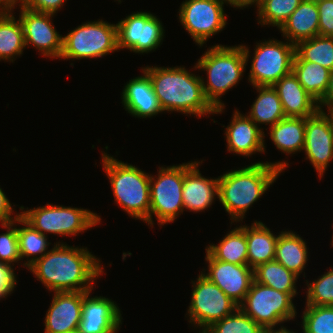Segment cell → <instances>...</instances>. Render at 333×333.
I'll return each mask as SVG.
<instances>
[{"instance_id":"cell-24","label":"cell","mask_w":333,"mask_h":333,"mask_svg":"<svg viewBox=\"0 0 333 333\" xmlns=\"http://www.w3.org/2000/svg\"><path fill=\"white\" fill-rule=\"evenodd\" d=\"M279 235L261 221L246 225L248 266L255 269L258 265L275 260V246Z\"/></svg>"},{"instance_id":"cell-12","label":"cell","mask_w":333,"mask_h":333,"mask_svg":"<svg viewBox=\"0 0 333 333\" xmlns=\"http://www.w3.org/2000/svg\"><path fill=\"white\" fill-rule=\"evenodd\" d=\"M225 0H185L179 9V21L198 46L222 31L227 24Z\"/></svg>"},{"instance_id":"cell-36","label":"cell","mask_w":333,"mask_h":333,"mask_svg":"<svg viewBox=\"0 0 333 333\" xmlns=\"http://www.w3.org/2000/svg\"><path fill=\"white\" fill-rule=\"evenodd\" d=\"M302 314L303 333H333V306L306 305Z\"/></svg>"},{"instance_id":"cell-9","label":"cell","mask_w":333,"mask_h":333,"mask_svg":"<svg viewBox=\"0 0 333 333\" xmlns=\"http://www.w3.org/2000/svg\"><path fill=\"white\" fill-rule=\"evenodd\" d=\"M157 176L150 175V226L154 225L153 215L162 226L174 222L184 211V163L159 167Z\"/></svg>"},{"instance_id":"cell-5","label":"cell","mask_w":333,"mask_h":333,"mask_svg":"<svg viewBox=\"0 0 333 333\" xmlns=\"http://www.w3.org/2000/svg\"><path fill=\"white\" fill-rule=\"evenodd\" d=\"M103 169L110 180L115 204L130 217L150 225V175L136 166L102 153Z\"/></svg>"},{"instance_id":"cell-17","label":"cell","mask_w":333,"mask_h":333,"mask_svg":"<svg viewBox=\"0 0 333 333\" xmlns=\"http://www.w3.org/2000/svg\"><path fill=\"white\" fill-rule=\"evenodd\" d=\"M83 297L78 333H116L122 324L121 311L113 300L103 296Z\"/></svg>"},{"instance_id":"cell-27","label":"cell","mask_w":333,"mask_h":333,"mask_svg":"<svg viewBox=\"0 0 333 333\" xmlns=\"http://www.w3.org/2000/svg\"><path fill=\"white\" fill-rule=\"evenodd\" d=\"M254 88L259 94L251 105L247 116L257 126L265 124L271 127L286 117L282 103L273 86H254Z\"/></svg>"},{"instance_id":"cell-40","label":"cell","mask_w":333,"mask_h":333,"mask_svg":"<svg viewBox=\"0 0 333 333\" xmlns=\"http://www.w3.org/2000/svg\"><path fill=\"white\" fill-rule=\"evenodd\" d=\"M16 280L12 265L0 262V298H6L13 293L17 285Z\"/></svg>"},{"instance_id":"cell-37","label":"cell","mask_w":333,"mask_h":333,"mask_svg":"<svg viewBox=\"0 0 333 333\" xmlns=\"http://www.w3.org/2000/svg\"><path fill=\"white\" fill-rule=\"evenodd\" d=\"M307 284V297L306 305L313 306H333V269L330 268L328 272L319 276L317 280L312 283L306 280Z\"/></svg>"},{"instance_id":"cell-14","label":"cell","mask_w":333,"mask_h":333,"mask_svg":"<svg viewBox=\"0 0 333 333\" xmlns=\"http://www.w3.org/2000/svg\"><path fill=\"white\" fill-rule=\"evenodd\" d=\"M18 4L21 10L19 20L23 28L25 46L32 44L43 56L60 60L63 36L52 24L51 20L55 14L33 11L20 2Z\"/></svg>"},{"instance_id":"cell-18","label":"cell","mask_w":333,"mask_h":333,"mask_svg":"<svg viewBox=\"0 0 333 333\" xmlns=\"http://www.w3.org/2000/svg\"><path fill=\"white\" fill-rule=\"evenodd\" d=\"M91 291L54 292L46 312L44 333H71L78 330L83 297Z\"/></svg>"},{"instance_id":"cell-6","label":"cell","mask_w":333,"mask_h":333,"mask_svg":"<svg viewBox=\"0 0 333 333\" xmlns=\"http://www.w3.org/2000/svg\"><path fill=\"white\" fill-rule=\"evenodd\" d=\"M298 293H284L253 280L250 290L238 306L246 315L259 324L265 331H284L278 324L295 319L297 314L293 298Z\"/></svg>"},{"instance_id":"cell-10","label":"cell","mask_w":333,"mask_h":333,"mask_svg":"<svg viewBox=\"0 0 333 333\" xmlns=\"http://www.w3.org/2000/svg\"><path fill=\"white\" fill-rule=\"evenodd\" d=\"M252 57L248 82L252 86H273L292 72L295 45L270 39L257 43Z\"/></svg>"},{"instance_id":"cell-20","label":"cell","mask_w":333,"mask_h":333,"mask_svg":"<svg viewBox=\"0 0 333 333\" xmlns=\"http://www.w3.org/2000/svg\"><path fill=\"white\" fill-rule=\"evenodd\" d=\"M200 161L184 163L182 198L184 210L200 212L209 208L218 199V178H205L198 166Z\"/></svg>"},{"instance_id":"cell-32","label":"cell","mask_w":333,"mask_h":333,"mask_svg":"<svg viewBox=\"0 0 333 333\" xmlns=\"http://www.w3.org/2000/svg\"><path fill=\"white\" fill-rule=\"evenodd\" d=\"M17 222L18 224L24 226L17 228L18 245L20 259L23 261L24 257L27 258V262L24 261V264L22 265L28 268L36 260L42 258L48 252V246L51 243L47 241V235L42 234L38 230H35L21 216H19Z\"/></svg>"},{"instance_id":"cell-43","label":"cell","mask_w":333,"mask_h":333,"mask_svg":"<svg viewBox=\"0 0 333 333\" xmlns=\"http://www.w3.org/2000/svg\"><path fill=\"white\" fill-rule=\"evenodd\" d=\"M320 110L326 106L327 110L333 109V70L330 72L329 82L324 97L318 102Z\"/></svg>"},{"instance_id":"cell-1","label":"cell","mask_w":333,"mask_h":333,"mask_svg":"<svg viewBox=\"0 0 333 333\" xmlns=\"http://www.w3.org/2000/svg\"><path fill=\"white\" fill-rule=\"evenodd\" d=\"M100 263L87 247L56 242L27 269L51 292H84L92 291L94 281L103 274Z\"/></svg>"},{"instance_id":"cell-34","label":"cell","mask_w":333,"mask_h":333,"mask_svg":"<svg viewBox=\"0 0 333 333\" xmlns=\"http://www.w3.org/2000/svg\"><path fill=\"white\" fill-rule=\"evenodd\" d=\"M302 0H260L257 6L258 24L281 28Z\"/></svg>"},{"instance_id":"cell-44","label":"cell","mask_w":333,"mask_h":333,"mask_svg":"<svg viewBox=\"0 0 333 333\" xmlns=\"http://www.w3.org/2000/svg\"><path fill=\"white\" fill-rule=\"evenodd\" d=\"M225 2L230 6H233V8L243 9V7L246 8L251 5H256L257 7L260 0H225Z\"/></svg>"},{"instance_id":"cell-21","label":"cell","mask_w":333,"mask_h":333,"mask_svg":"<svg viewBox=\"0 0 333 333\" xmlns=\"http://www.w3.org/2000/svg\"><path fill=\"white\" fill-rule=\"evenodd\" d=\"M273 88L279 96L286 117L308 118L320 110L318 101L303 88L293 72L283 76Z\"/></svg>"},{"instance_id":"cell-11","label":"cell","mask_w":333,"mask_h":333,"mask_svg":"<svg viewBox=\"0 0 333 333\" xmlns=\"http://www.w3.org/2000/svg\"><path fill=\"white\" fill-rule=\"evenodd\" d=\"M193 290L187 314L189 323L202 328L203 333L213 323L232 314L238 305L232 301L216 284L202 274L191 281ZM196 282V283H195Z\"/></svg>"},{"instance_id":"cell-49","label":"cell","mask_w":333,"mask_h":333,"mask_svg":"<svg viewBox=\"0 0 333 333\" xmlns=\"http://www.w3.org/2000/svg\"><path fill=\"white\" fill-rule=\"evenodd\" d=\"M16 3L21 2L22 0H14Z\"/></svg>"},{"instance_id":"cell-28","label":"cell","mask_w":333,"mask_h":333,"mask_svg":"<svg viewBox=\"0 0 333 333\" xmlns=\"http://www.w3.org/2000/svg\"><path fill=\"white\" fill-rule=\"evenodd\" d=\"M216 260L236 265L248 264L246 224L235 227L227 233L219 244L205 248Z\"/></svg>"},{"instance_id":"cell-41","label":"cell","mask_w":333,"mask_h":333,"mask_svg":"<svg viewBox=\"0 0 333 333\" xmlns=\"http://www.w3.org/2000/svg\"><path fill=\"white\" fill-rule=\"evenodd\" d=\"M67 0H22L20 3L30 10L55 14Z\"/></svg>"},{"instance_id":"cell-48","label":"cell","mask_w":333,"mask_h":333,"mask_svg":"<svg viewBox=\"0 0 333 333\" xmlns=\"http://www.w3.org/2000/svg\"><path fill=\"white\" fill-rule=\"evenodd\" d=\"M302 1L317 2V1H319V0H302Z\"/></svg>"},{"instance_id":"cell-13","label":"cell","mask_w":333,"mask_h":333,"mask_svg":"<svg viewBox=\"0 0 333 333\" xmlns=\"http://www.w3.org/2000/svg\"><path fill=\"white\" fill-rule=\"evenodd\" d=\"M163 25L150 12H134L117 23L118 50L148 53L160 46L164 37Z\"/></svg>"},{"instance_id":"cell-42","label":"cell","mask_w":333,"mask_h":333,"mask_svg":"<svg viewBox=\"0 0 333 333\" xmlns=\"http://www.w3.org/2000/svg\"><path fill=\"white\" fill-rule=\"evenodd\" d=\"M11 205L12 204L10 203L9 199L6 197L5 193L0 187V224L13 222L19 218L20 213L14 215V217H11L14 211Z\"/></svg>"},{"instance_id":"cell-15","label":"cell","mask_w":333,"mask_h":333,"mask_svg":"<svg viewBox=\"0 0 333 333\" xmlns=\"http://www.w3.org/2000/svg\"><path fill=\"white\" fill-rule=\"evenodd\" d=\"M306 159L318 172L320 180L333 160V124L331 116L319 110L315 115L305 118Z\"/></svg>"},{"instance_id":"cell-26","label":"cell","mask_w":333,"mask_h":333,"mask_svg":"<svg viewBox=\"0 0 333 333\" xmlns=\"http://www.w3.org/2000/svg\"><path fill=\"white\" fill-rule=\"evenodd\" d=\"M270 138L286 154L301 152L305 144V118L285 117L269 127Z\"/></svg>"},{"instance_id":"cell-30","label":"cell","mask_w":333,"mask_h":333,"mask_svg":"<svg viewBox=\"0 0 333 333\" xmlns=\"http://www.w3.org/2000/svg\"><path fill=\"white\" fill-rule=\"evenodd\" d=\"M26 49L23 28L12 12L0 14V61H15Z\"/></svg>"},{"instance_id":"cell-3","label":"cell","mask_w":333,"mask_h":333,"mask_svg":"<svg viewBox=\"0 0 333 333\" xmlns=\"http://www.w3.org/2000/svg\"><path fill=\"white\" fill-rule=\"evenodd\" d=\"M141 70L149 76L164 112L177 111L198 118L215 113V108L204 94L202 76L188 72L183 66H147Z\"/></svg>"},{"instance_id":"cell-2","label":"cell","mask_w":333,"mask_h":333,"mask_svg":"<svg viewBox=\"0 0 333 333\" xmlns=\"http://www.w3.org/2000/svg\"><path fill=\"white\" fill-rule=\"evenodd\" d=\"M288 165L286 161H259L218 176V198L230 215L231 224L243 221L251 205L265 194Z\"/></svg>"},{"instance_id":"cell-16","label":"cell","mask_w":333,"mask_h":333,"mask_svg":"<svg viewBox=\"0 0 333 333\" xmlns=\"http://www.w3.org/2000/svg\"><path fill=\"white\" fill-rule=\"evenodd\" d=\"M207 273L202 272L238 306L243 302L254 280V269L248 264L236 265L216 260L207 250Z\"/></svg>"},{"instance_id":"cell-23","label":"cell","mask_w":333,"mask_h":333,"mask_svg":"<svg viewBox=\"0 0 333 333\" xmlns=\"http://www.w3.org/2000/svg\"><path fill=\"white\" fill-rule=\"evenodd\" d=\"M294 45L319 35V13L316 2L302 1L279 29Z\"/></svg>"},{"instance_id":"cell-39","label":"cell","mask_w":333,"mask_h":333,"mask_svg":"<svg viewBox=\"0 0 333 333\" xmlns=\"http://www.w3.org/2000/svg\"><path fill=\"white\" fill-rule=\"evenodd\" d=\"M319 13V35L333 37V0L316 2Z\"/></svg>"},{"instance_id":"cell-29","label":"cell","mask_w":333,"mask_h":333,"mask_svg":"<svg viewBox=\"0 0 333 333\" xmlns=\"http://www.w3.org/2000/svg\"><path fill=\"white\" fill-rule=\"evenodd\" d=\"M292 72L303 88L318 102L324 97L331 72L329 69L318 63L301 60L295 54Z\"/></svg>"},{"instance_id":"cell-22","label":"cell","mask_w":333,"mask_h":333,"mask_svg":"<svg viewBox=\"0 0 333 333\" xmlns=\"http://www.w3.org/2000/svg\"><path fill=\"white\" fill-rule=\"evenodd\" d=\"M126 83L122 90V104L130 115L138 118H150L163 112L154 93L149 76L144 72Z\"/></svg>"},{"instance_id":"cell-38","label":"cell","mask_w":333,"mask_h":333,"mask_svg":"<svg viewBox=\"0 0 333 333\" xmlns=\"http://www.w3.org/2000/svg\"><path fill=\"white\" fill-rule=\"evenodd\" d=\"M17 220L9 223H1L5 233L0 234V262L14 266L20 261L17 227Z\"/></svg>"},{"instance_id":"cell-45","label":"cell","mask_w":333,"mask_h":333,"mask_svg":"<svg viewBox=\"0 0 333 333\" xmlns=\"http://www.w3.org/2000/svg\"><path fill=\"white\" fill-rule=\"evenodd\" d=\"M16 5L18 4L14 0H0V14L13 12Z\"/></svg>"},{"instance_id":"cell-25","label":"cell","mask_w":333,"mask_h":333,"mask_svg":"<svg viewBox=\"0 0 333 333\" xmlns=\"http://www.w3.org/2000/svg\"><path fill=\"white\" fill-rule=\"evenodd\" d=\"M275 260L299 277L308 261L306 242L293 231H281L275 246Z\"/></svg>"},{"instance_id":"cell-7","label":"cell","mask_w":333,"mask_h":333,"mask_svg":"<svg viewBox=\"0 0 333 333\" xmlns=\"http://www.w3.org/2000/svg\"><path fill=\"white\" fill-rule=\"evenodd\" d=\"M20 216L35 230L47 235H78L101 222L96 213L83 208L46 204L30 210L21 206ZM24 210V211H23Z\"/></svg>"},{"instance_id":"cell-33","label":"cell","mask_w":333,"mask_h":333,"mask_svg":"<svg viewBox=\"0 0 333 333\" xmlns=\"http://www.w3.org/2000/svg\"><path fill=\"white\" fill-rule=\"evenodd\" d=\"M295 54L304 61L333 70V37L317 35L295 44Z\"/></svg>"},{"instance_id":"cell-31","label":"cell","mask_w":333,"mask_h":333,"mask_svg":"<svg viewBox=\"0 0 333 333\" xmlns=\"http://www.w3.org/2000/svg\"><path fill=\"white\" fill-rule=\"evenodd\" d=\"M298 278L276 260L262 263L254 269L256 282L284 293H298L296 290Z\"/></svg>"},{"instance_id":"cell-35","label":"cell","mask_w":333,"mask_h":333,"mask_svg":"<svg viewBox=\"0 0 333 333\" xmlns=\"http://www.w3.org/2000/svg\"><path fill=\"white\" fill-rule=\"evenodd\" d=\"M239 307L230 315L213 323L203 333H266Z\"/></svg>"},{"instance_id":"cell-4","label":"cell","mask_w":333,"mask_h":333,"mask_svg":"<svg viewBox=\"0 0 333 333\" xmlns=\"http://www.w3.org/2000/svg\"><path fill=\"white\" fill-rule=\"evenodd\" d=\"M249 48L245 45H214L198 59L194 69L207 72V83L202 78L204 94L215 108L214 114H220L226 107L221 95L235 87L242 79L248 58ZM242 76V77H241Z\"/></svg>"},{"instance_id":"cell-47","label":"cell","mask_w":333,"mask_h":333,"mask_svg":"<svg viewBox=\"0 0 333 333\" xmlns=\"http://www.w3.org/2000/svg\"><path fill=\"white\" fill-rule=\"evenodd\" d=\"M329 113V115L331 116V121H332V124H333V109H329L327 110Z\"/></svg>"},{"instance_id":"cell-46","label":"cell","mask_w":333,"mask_h":333,"mask_svg":"<svg viewBox=\"0 0 333 333\" xmlns=\"http://www.w3.org/2000/svg\"><path fill=\"white\" fill-rule=\"evenodd\" d=\"M266 333H295L293 331H290L289 329L284 330V331H270V332H266Z\"/></svg>"},{"instance_id":"cell-8","label":"cell","mask_w":333,"mask_h":333,"mask_svg":"<svg viewBox=\"0 0 333 333\" xmlns=\"http://www.w3.org/2000/svg\"><path fill=\"white\" fill-rule=\"evenodd\" d=\"M118 51L117 24L89 21L63 36L60 58L92 59Z\"/></svg>"},{"instance_id":"cell-19","label":"cell","mask_w":333,"mask_h":333,"mask_svg":"<svg viewBox=\"0 0 333 333\" xmlns=\"http://www.w3.org/2000/svg\"><path fill=\"white\" fill-rule=\"evenodd\" d=\"M264 133L247 115L235 110L225 130L227 151L246 157L257 152L265 153Z\"/></svg>"}]
</instances>
